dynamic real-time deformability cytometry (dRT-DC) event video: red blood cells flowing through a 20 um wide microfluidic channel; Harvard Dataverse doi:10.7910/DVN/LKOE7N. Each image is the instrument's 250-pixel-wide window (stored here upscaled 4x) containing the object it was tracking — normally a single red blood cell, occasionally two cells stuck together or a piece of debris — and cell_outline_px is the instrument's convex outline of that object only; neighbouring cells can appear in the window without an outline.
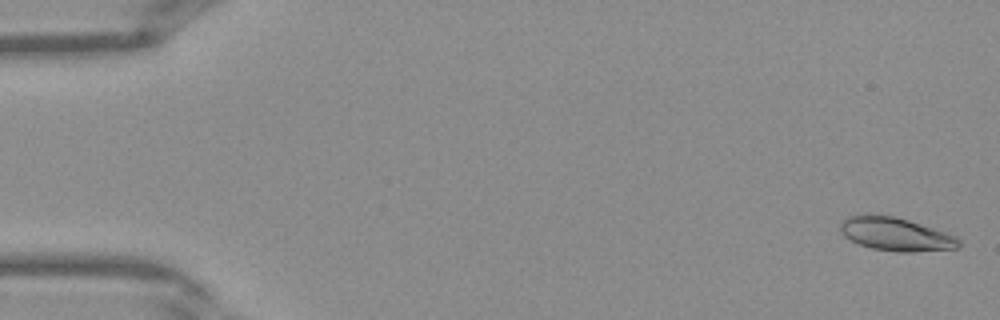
{"species": "Egyptian fruit bat (a non-hibernating species)", "species_latin": "Rousettus aegyptiacus", "temperature_condition": "warm", "stored_images_in_passage": 40, "camera_frame_rate_fps": 3000, "um_per_image_px": 0.085, "frame": {"image": 1, "passage_image": 1, "time_ms": 0.0, "image_size_px": [1000, 320], "cell_outline_px": [[960, 244], [956, 248], [912, 252], [896, 252], [872, 248], [860, 244], [844, 236], [840, 232], [840, 224], [848, 216], [892, 216], [908, 220], [956, 236], [960, 240]], "centroid_in_image_um": [76.15, 19.93], "position_along_channel_um": 8.9, "area_um2": 22.37}}
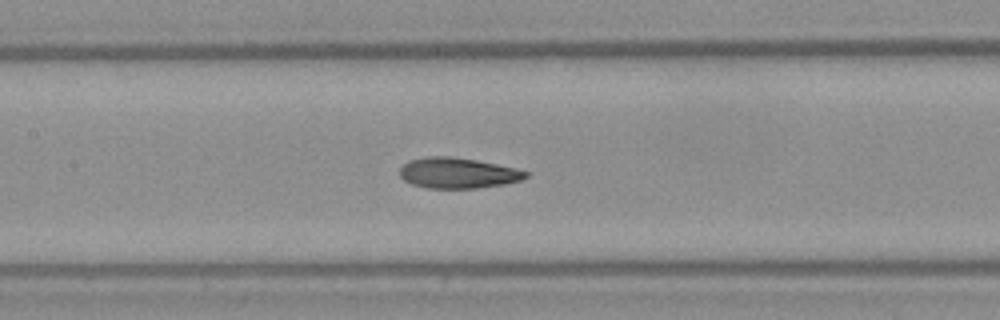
{"frame": {"image": 2, "passage_image": 19, "time_ms": 6.0, "image_size_px": [1000, 320], "cell_outline_px": [[528, 176], [520, 180], [504, 184], [476, 188], [428, 188], [412, 184], [404, 180], [400, 176], [400, 168], [408, 160], [428, 156], [448, 156], [476, 160], [516, 168], [528, 172]], "centroid_in_image_um": [38.89, 14.7], "position_along_channel_um": 168.5, "area_um2": 22.37}}
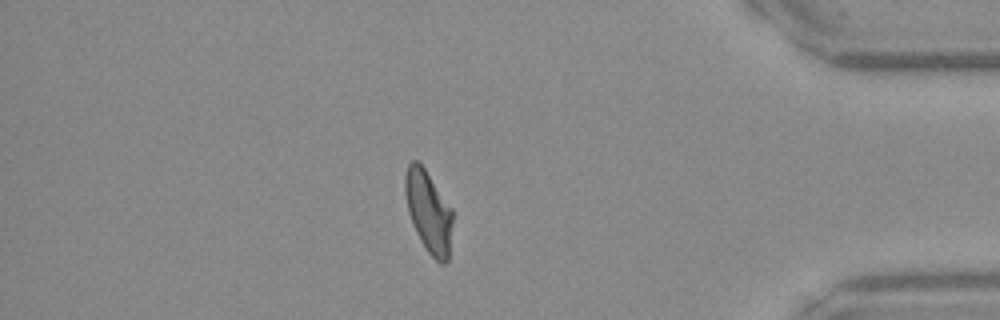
{"frame": {"image": 3, "passage_image": 35, "time_ms": 11.333, "image_size_px": [1000, 320], "cell_outline_px": [[452, 224], [448, 260], [444, 264], [440, 264], [428, 252], [420, 240], [416, 232], [408, 212], [404, 192], [404, 176], [408, 164], [412, 160], [416, 160], [424, 168], [452, 208]], "centroid_in_image_um": [36.41, 17.98], "position_along_channel_um": 398.8, "area_um2": 22.54}}